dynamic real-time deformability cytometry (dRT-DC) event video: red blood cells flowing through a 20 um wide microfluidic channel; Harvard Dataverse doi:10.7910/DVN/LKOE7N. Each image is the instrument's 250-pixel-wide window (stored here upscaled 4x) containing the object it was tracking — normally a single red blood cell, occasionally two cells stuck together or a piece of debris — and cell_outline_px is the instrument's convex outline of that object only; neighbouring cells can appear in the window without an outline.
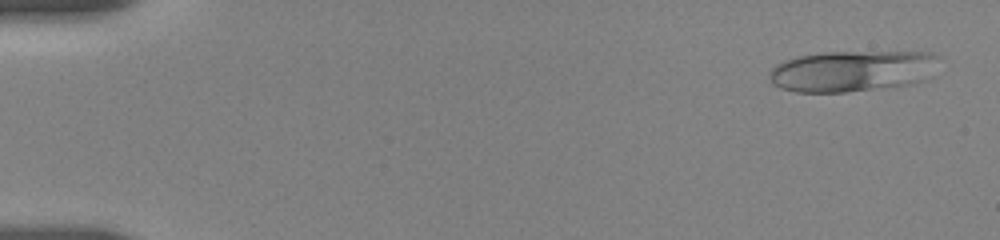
{"species": "human", "species_latin": "Homo sapiens", "temperature_condition": "room temperature", "stored_images_in_passage": 75, "camera_frame_rate_fps": 3000, "um_per_image_px": 0.085, "donor": {"sex": "female"}, "frame": {"image": 1, "passage_image": 1, "time_ms": 0.0, "image_size_px": [1000, 240], "cell_outline_px": [[940, 56], [924, 80], [912, 84], [892, 88], [848, 92], [796, 92], [780, 88], [772, 84], [768, 76], [768, 72], [776, 64], [784, 60], [800, 56], [824, 52], [932, 52]], "centroid_in_image_um": [72.4, 6.05], "position_along_channel_um": 12.6, "area_um2": 40.98}}
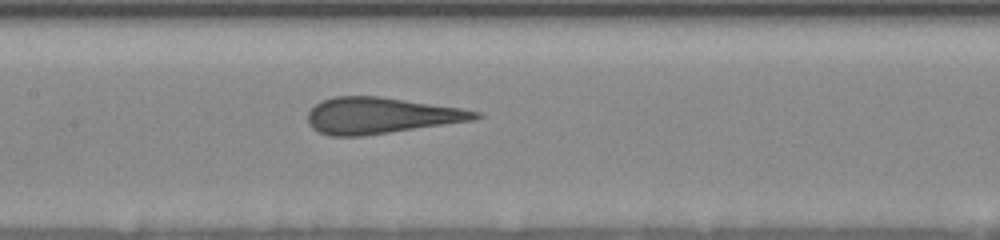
{"frame": {"image": 2, "passage_image": 37, "time_ms": 8.0, "image_size_px": [1000, 240], "cell_outline_px": [[484, 116], [472, 120], [360, 136], [332, 136], [320, 132], [312, 128], [308, 124], [308, 112], [316, 104], [332, 96], [380, 96], [460, 108], [480, 112]], "centroid_in_image_um": [32.33, 9.81], "position_along_channel_um": 175.1, "area_um2": 34.85}}
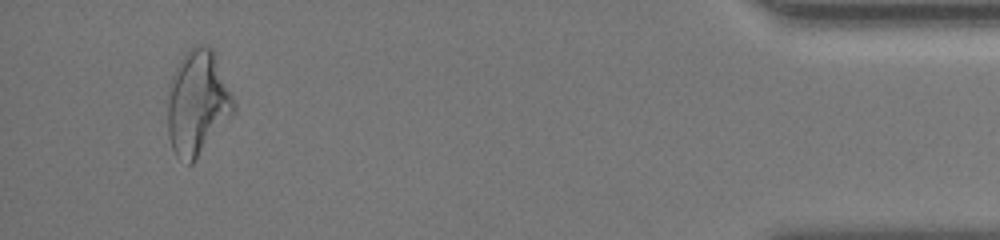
{"frame": {"image": 3, "passage_image": 70, "time_ms": 16.333, "image_size_px": [1000, 240], "cell_outline_px": [[236, 112], [192, 164], [188, 164], [176, 156], [172, 148], [168, 136], [168, 84], [180, 60], [188, 48], [196, 44], [204, 44], [212, 48], [236, 104]], "centroid_in_image_um": [16.79, 8.74], "position_along_channel_um": 418.4, "area_um2": 40.58}, "authors_computed_cell_mechanics": {"area_um2": 36.5874, "velocity_mm_per_s": 3.6794, "shape_relaxation_time_tau1_ms": null, "shape_relaxation_time_tau2_ms": 0.9974, "deformation_change_tau1": null, "deformation_change_tau2": 0.0985}}